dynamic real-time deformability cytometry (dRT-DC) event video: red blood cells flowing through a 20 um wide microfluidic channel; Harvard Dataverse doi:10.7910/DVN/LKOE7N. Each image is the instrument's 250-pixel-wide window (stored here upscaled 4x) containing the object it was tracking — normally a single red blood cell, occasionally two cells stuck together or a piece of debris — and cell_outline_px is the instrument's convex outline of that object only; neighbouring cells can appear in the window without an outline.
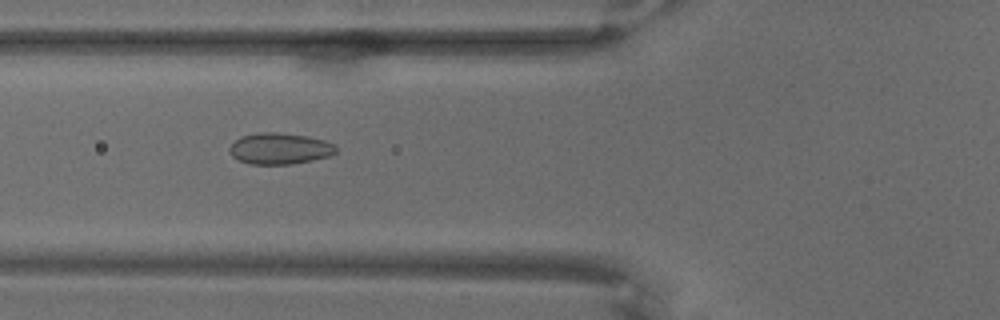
{"species": "common noctule bat (a hibernating species)", "species_latin": "Nyctalus noctula", "temperature_condition": "warm", "stored_images_in_passage": 61, "camera_frame_rate_fps": 3000, "um_per_image_px": 0.085, "animal": {"sex": "male", "body_mass_g": 18.8}, "frame": {"image": 1, "passage_image": 19, "time_ms": 6.0, "image_size_px": [1000, 320], "cell_outline_px": [[336, 152], [328, 156], [312, 160], [292, 164], [248, 164], [232, 156], [228, 148], [240, 136], [256, 132], [276, 132], [308, 136], [324, 140], [336, 144]], "centroid_in_image_um": [23.77, 12.62], "position_along_channel_um": 102.0, "area_um2": 19.48}}
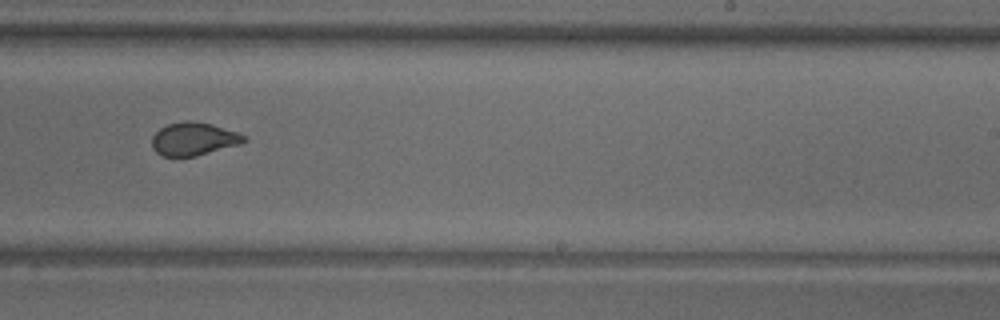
{"frame": {"image": 2, "passage_image": 36, "time_ms": 11.667, "image_size_px": [1000, 320], "cell_outline_px": [[248, 140], [240, 144], [196, 156], [160, 156], [152, 148], [152, 136], [160, 128], [168, 124], [184, 120], [192, 120], [212, 124], [248, 136]], "centroid_in_image_um": [16.46, 11.8], "position_along_channel_um": 272.5, "area_um2": 17.86}}
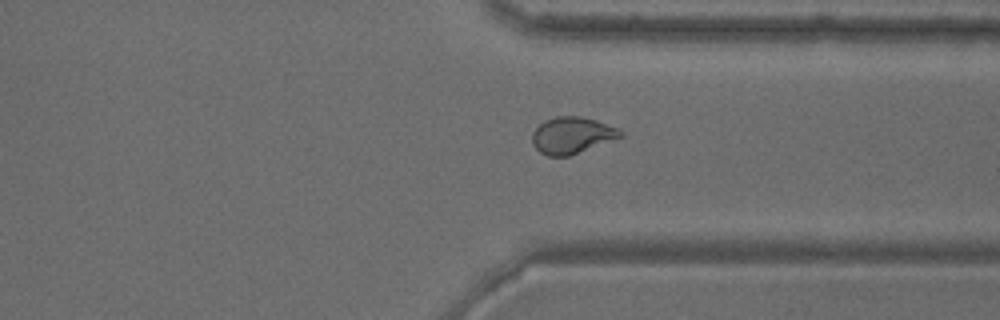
{"frame": {"image": 3, "passage_image": 45, "time_ms": 14.667, "image_size_px": [1000, 320], "cell_outline_px": [[624, 136], [568, 156], [548, 156], [540, 152], [532, 144], [532, 132], [544, 120], [556, 116], [580, 116], [596, 120], [620, 128], [624, 132]], "centroid_in_image_um": [48.63, 11.49], "position_along_channel_um": 362.8, "area_um2": 18.9}}